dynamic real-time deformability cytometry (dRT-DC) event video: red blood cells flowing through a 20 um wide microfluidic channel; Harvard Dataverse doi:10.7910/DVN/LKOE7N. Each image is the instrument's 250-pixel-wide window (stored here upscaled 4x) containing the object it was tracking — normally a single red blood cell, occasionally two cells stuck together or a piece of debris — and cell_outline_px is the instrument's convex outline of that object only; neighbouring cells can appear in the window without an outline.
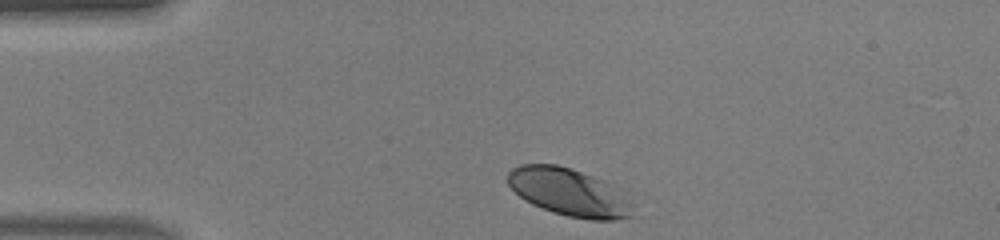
{"species": "human", "species_latin": "Homo sapiens", "temperature_condition": "warm", "stored_images_in_passage": 29, "camera_frame_rate_fps": 3000, "um_per_image_px": 0.085, "donor": {"sex": "male"}, "frame": {"image": 1, "passage_image": 1, "time_ms": 0.0, "image_size_px": [1000, 240], "cell_outline_px": [[636, 212], [632, 216], [616, 220], [592, 220], [568, 216], [552, 212], [532, 204], [524, 200], [508, 184], [508, 172], [512, 168], [520, 164], [556, 164], [604, 180], [628, 200], [632, 204]], "centroid_in_image_um": [48.36, 16.35], "position_along_channel_um": 36.6, "area_um2": 34.39}}
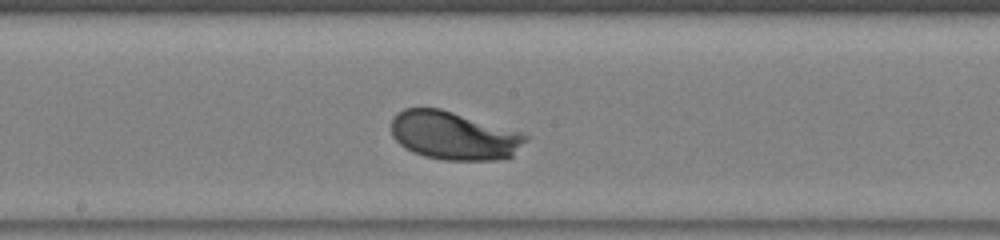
{"frame": {"image": 2, "passage_image": 16, "time_ms": 5.0, "image_size_px": [1000, 240], "cell_outline_px": [[528, 140], [508, 160], [444, 160], [424, 156], [412, 152], [404, 148], [392, 136], [392, 120], [396, 112], [404, 108], [440, 108], [520, 132], [528, 136]], "centroid_in_image_um": [38.57, 11.54], "position_along_channel_um": 209.6, "area_um2": 37.92}}
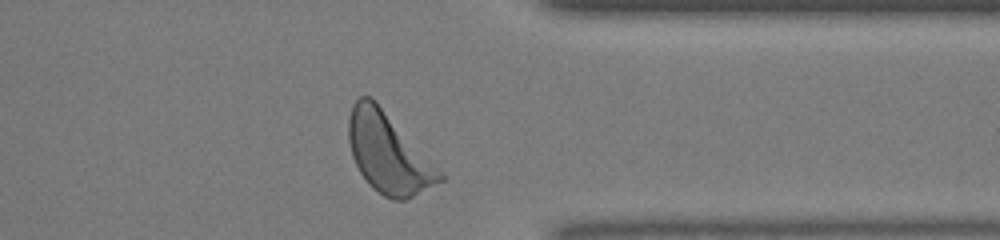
{"frame": {"image": 3, "passage_image": 28, "time_ms": 9.0, "image_size_px": [1000, 240], "cell_outline_px": [[444, 180], [404, 200], [392, 200], [384, 196], [372, 188], [368, 184], [360, 172], [352, 156], [348, 140], [348, 120], [352, 104], [360, 96], [368, 96], [444, 172]], "centroid_in_image_um": [33.0, 13.07], "position_along_channel_um": 378.4, "area_um2": 41.62}, "authors_computed_cell_mechanics": {"area_um2": 36.9342, "velocity_mm_per_s": 4.3626, "shape_relaxation_time_tau1_ms": 0.79, "shape_relaxation_time_tau2_ms": null, "deformation_change_tau1": 0.0983, "deformation_change_tau2": null}}